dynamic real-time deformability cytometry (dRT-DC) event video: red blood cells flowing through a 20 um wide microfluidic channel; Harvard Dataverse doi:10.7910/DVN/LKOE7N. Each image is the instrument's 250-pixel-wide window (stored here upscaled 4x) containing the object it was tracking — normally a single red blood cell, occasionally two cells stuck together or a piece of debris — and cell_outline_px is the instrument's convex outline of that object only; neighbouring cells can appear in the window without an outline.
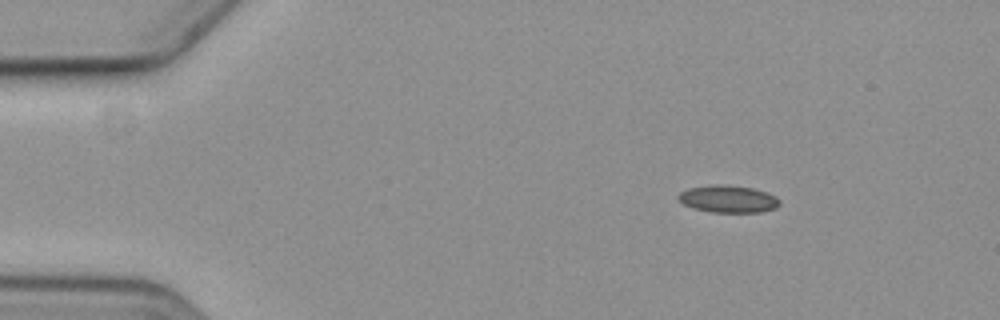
{"species": "common noctule bat (a hibernating species)", "species_latin": "Nyctalus noctula", "temperature_condition": "cold", "stored_images_in_passage": 8, "camera_frame_rate_fps": 3000, "um_per_image_px": 0.085, "animal": {"sex": "female", "body_mass_g": 19.3, "forearm_length_mm": 54.1}, "frame": {"image": 1, "passage_image": 1, "time_ms": 0.0, "image_size_px": [1000, 320], "cell_outline_px": [[780, 204], [776, 208], [760, 212], [712, 212], [696, 208], [684, 204], [676, 196], [680, 192], [688, 188], [752, 188], [776, 196], [780, 200]], "centroid_in_image_um": [61.95, 16.98], "position_along_channel_um": 23.0, "area_um2": 14.91}}
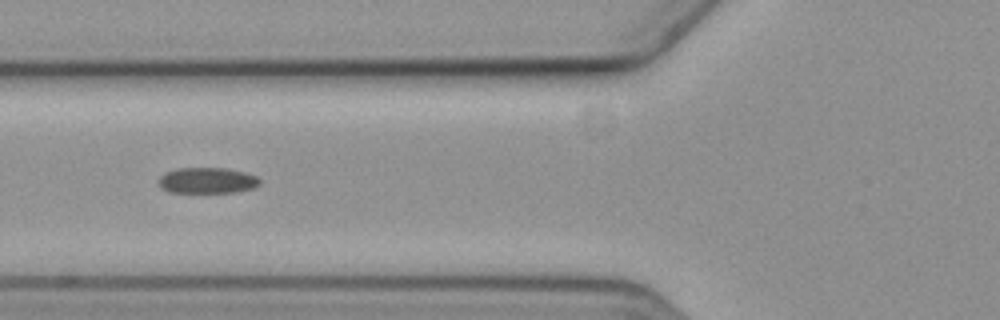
{"frame": {"image": 2, "passage_image": 5, "time_ms": 4.667, "image_size_px": [1000, 320], "cell_outline_px": [[260, 184], [252, 188], [236, 192], [168, 192], [160, 188], [156, 180], [160, 176], [176, 168], [224, 168], [244, 172], [256, 176], [260, 180]], "centroid_in_image_um": [17.57, 15.34], "position_along_channel_um": 108.2, "area_um2": 15.26}}
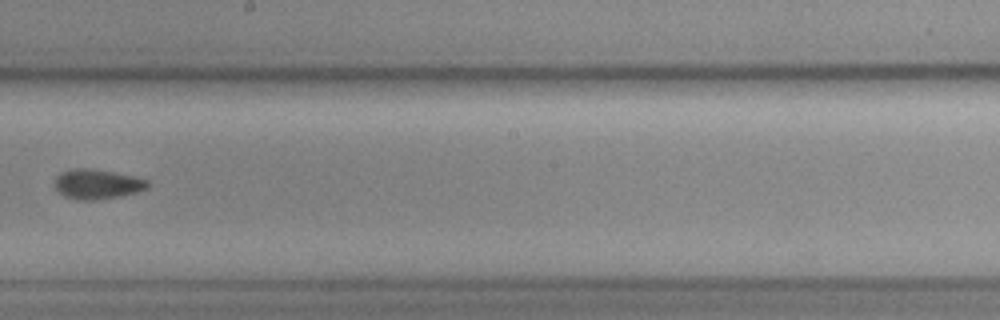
{"frame": {"image": 3, "passage_image": 8, "time_ms": 8.333, "image_size_px": [1000, 320], "cell_outline_px": [[148, 188], [136, 192], [120, 196], [96, 200], [76, 200], [64, 196], [56, 188], [56, 176], [60, 172], [72, 168], [88, 168], [112, 172], [132, 176], [148, 180]], "centroid_in_image_um": [8.24, 15.65], "position_along_channel_um": 240.0, "area_um2": 16.01}}